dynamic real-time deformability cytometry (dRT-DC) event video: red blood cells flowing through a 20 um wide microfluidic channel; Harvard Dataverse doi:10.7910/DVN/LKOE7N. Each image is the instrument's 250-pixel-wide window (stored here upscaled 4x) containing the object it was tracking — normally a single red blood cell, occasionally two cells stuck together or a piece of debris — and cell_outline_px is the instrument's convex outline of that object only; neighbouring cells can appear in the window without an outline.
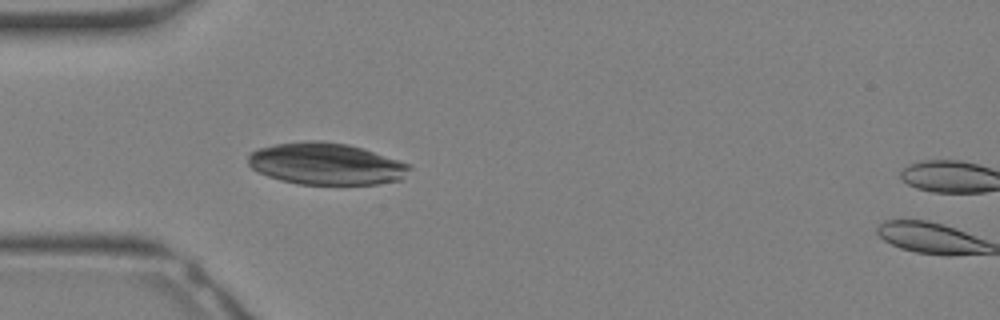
{"species": "Egyptian fruit bat (a non-hibernating species)", "species_latin": "Rousettus aegyptiacus", "temperature_condition": "warm", "stored_images_in_passage": 10, "camera_frame_rate_fps": 3000, "um_per_image_px": 0.085, "animal": {"sex": "female"}, "frame": {"image": 1, "passage_image": 9, "time_ms": 2.667, "image_size_px": [1000, 320], "cell_outline_px": [[412, 168], [400, 180], [376, 184], [300, 184], [280, 180], [268, 176], [252, 168], [248, 164], [248, 152], [256, 148], [276, 144], [304, 140], [320, 140], [348, 144], [364, 148], [408, 164]], "centroid_in_image_um": [27.68, 13.91], "position_along_channel_um": 57.3, "area_um2": 39.42}}